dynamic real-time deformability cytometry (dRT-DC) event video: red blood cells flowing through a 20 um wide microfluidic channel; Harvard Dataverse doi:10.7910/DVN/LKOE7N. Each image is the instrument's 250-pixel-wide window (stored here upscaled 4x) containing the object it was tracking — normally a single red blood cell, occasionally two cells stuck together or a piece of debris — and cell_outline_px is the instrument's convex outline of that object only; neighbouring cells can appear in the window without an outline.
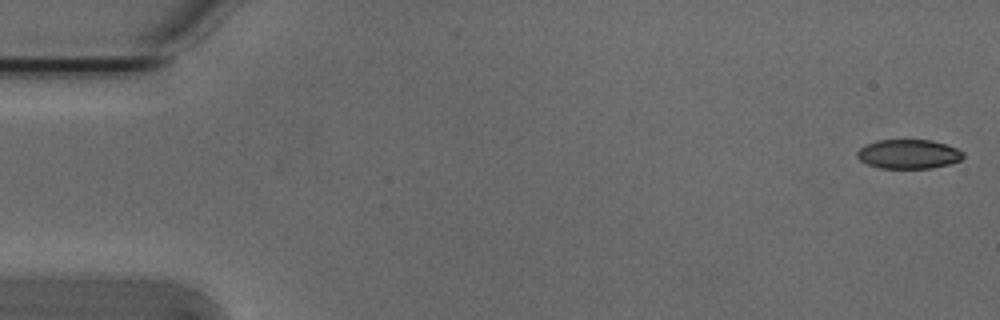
{"species": "Egyptian fruit bat (a non-hibernating species)", "species_latin": "Rousettus aegyptiacus", "temperature_condition": "cold", "stored_images_in_passage": 5, "camera_frame_rate_fps": 3000, "um_per_image_px": 0.085, "animal": {"sex": "male"}, "frame": {"image": 1, "passage_image": 1, "time_ms": 0.0, "image_size_px": [1000, 320], "cell_outline_px": [[964, 156], [960, 160], [948, 164], [932, 168], [880, 168], [868, 164], [860, 160], [856, 156], [856, 152], [864, 144], [876, 140], [932, 140], [956, 148], [964, 152]], "centroid_in_image_um": [77.2, 13.09], "position_along_channel_um": 7.8, "area_um2": 18.09}}
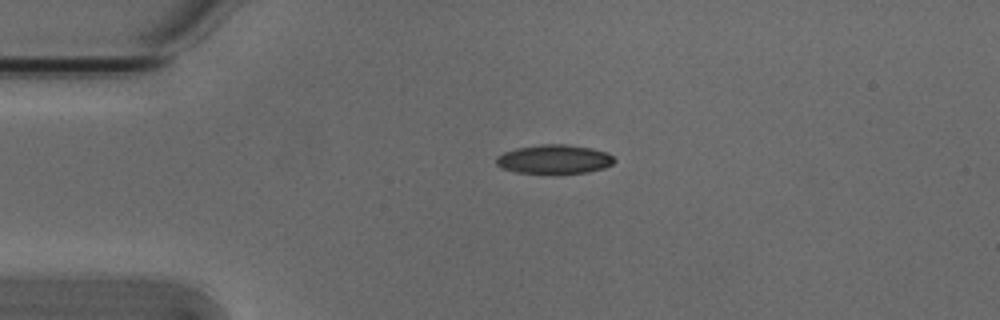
{"frame": {"image": 2, "passage_image": 4, "time_ms": 1.0, "image_size_px": [1000, 320], "cell_outline_px": [[616, 160], [612, 164], [604, 168], [588, 172], [516, 172], [500, 168], [496, 164], [496, 156], [504, 152], [516, 148], [544, 144], [564, 144], [592, 148], [608, 152]], "centroid_in_image_um": [47.11, 13.52], "position_along_channel_um": 37.9, "area_um2": 19.71}}